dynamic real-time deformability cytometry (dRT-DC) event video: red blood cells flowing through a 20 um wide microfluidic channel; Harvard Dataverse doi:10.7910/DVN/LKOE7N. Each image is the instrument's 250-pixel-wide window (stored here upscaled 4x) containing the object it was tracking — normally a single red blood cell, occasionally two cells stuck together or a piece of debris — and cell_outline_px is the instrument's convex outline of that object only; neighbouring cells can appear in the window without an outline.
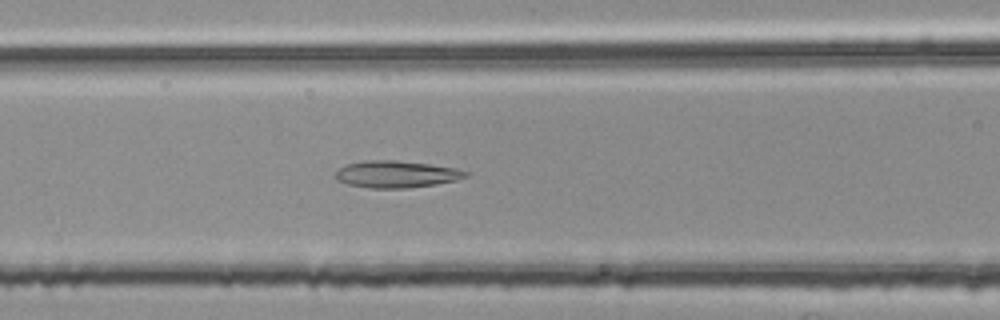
{"species": "common noctule bat (a hibernating species)", "species_latin": "Nyctalus noctula", "temperature_condition": "room temperature", "stored_images_in_passage": 53, "camera_frame_rate_fps": 3000, "um_per_image_px": 0.085, "animal": {"sex": "female", "body_mass_g": 25.1}, "frame": {"image": 1, "passage_image": 22, "time_ms": 7.0, "image_size_px": [1000, 320], "cell_outline_px": [[472, 172], [468, 176], [456, 180], [436, 184], [408, 188], [368, 188], [348, 184], [336, 180], [336, 172], [340, 168], [348, 164], [364, 160], [392, 160], [428, 164], [456, 168]], "centroid_in_image_um": [33.72, 14.81], "position_along_channel_um": 132.9, "area_um2": 20.4}}
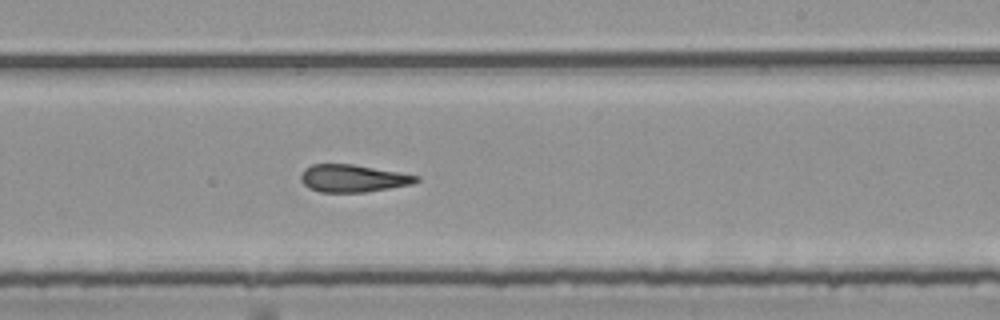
{"frame": {"image": 2, "passage_image": 32, "time_ms": 10.333, "image_size_px": [1000, 320], "cell_outline_px": [[420, 180], [412, 184], [364, 192], [320, 192], [308, 188], [300, 180], [300, 176], [304, 168], [312, 164], [352, 164], [420, 176]], "centroid_in_image_um": [29.96, 15.16], "position_along_channel_um": 259.0, "area_um2": 18.38}}
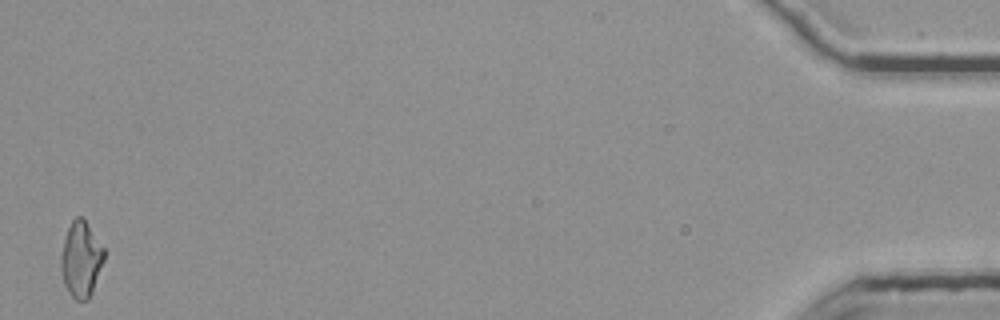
{"frame": {"image": 3, "passage_image": 53, "time_ms": 17.333, "image_size_px": [1000, 320], "cell_outline_px": [[108, 252], [92, 292], [88, 300], [76, 300], [68, 292], [64, 284], [60, 268], [60, 256], [64, 236], [72, 220], [76, 216], [80, 216], [84, 220]], "centroid_in_image_um": [6.9, 22.04], "position_along_channel_um": 428.3, "area_um2": 19.36}, "authors_computed_cell_mechanics": {"area_um2": 19.4208, "velocity_mm_per_s": 3.789, "shape_relaxation_time_tau1_ms": null, "shape_relaxation_time_tau2_ms": 3.3276, "deformation_change_tau1": null, "deformation_change_tau2": 0.141}}